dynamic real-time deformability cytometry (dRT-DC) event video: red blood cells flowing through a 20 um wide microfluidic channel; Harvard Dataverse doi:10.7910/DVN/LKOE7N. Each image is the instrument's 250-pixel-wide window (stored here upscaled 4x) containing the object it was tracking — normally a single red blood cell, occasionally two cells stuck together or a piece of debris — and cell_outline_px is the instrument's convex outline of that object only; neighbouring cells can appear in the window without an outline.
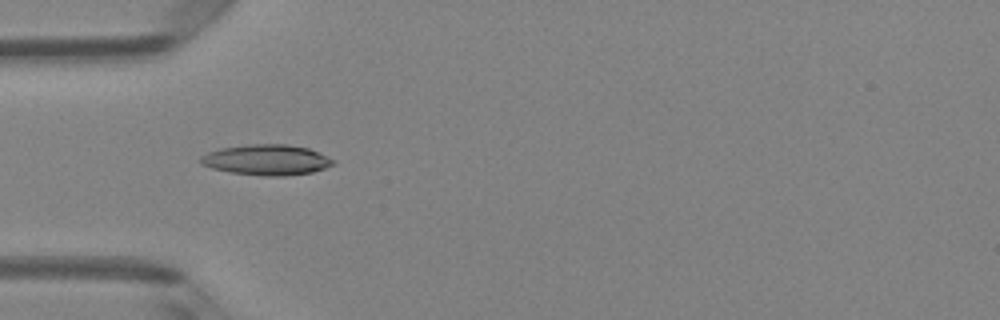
{"species": "Egyptian fruit bat (a non-hibernating species)", "species_latin": "Rousettus aegyptiacus", "temperature_condition": "room temperature", "stored_images_in_passage": 6, "camera_frame_rate_fps": 3000, "um_per_image_px": 0.085, "animal": {"sex": "female"}, "frame": {"image": 1, "passage_image": 4, "time_ms": 1.0, "image_size_px": [1000, 320], "cell_outline_px": [[336, 164], [312, 172], [284, 176], [260, 176], [232, 172], [212, 168], [200, 164], [200, 156], [208, 152], [220, 148], [252, 144], [288, 144], [308, 148], [336, 160]], "centroid_in_image_um": [22.67, 13.59], "position_along_channel_um": 62.3, "area_um2": 23.64}}
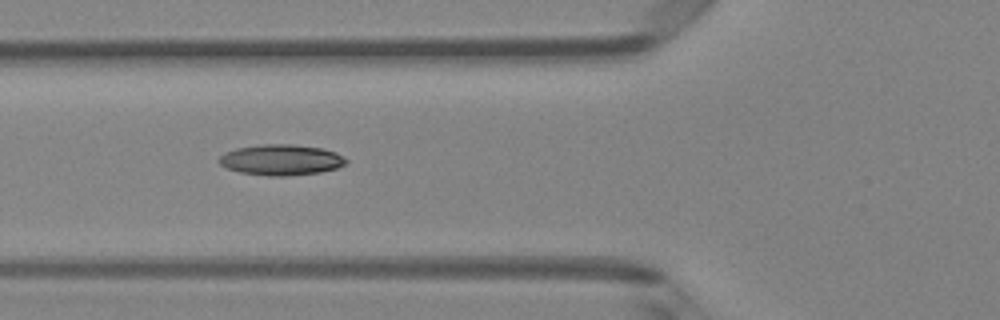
{"frame": {"image": 2, "passage_image": 5, "time_ms": 1.333, "image_size_px": [1000, 320], "cell_outline_px": [[348, 164], [336, 168], [320, 172], [288, 176], [268, 176], [240, 172], [228, 168], [220, 164], [216, 160], [224, 152], [236, 148], [260, 144], [292, 144], [324, 148], [336, 152], [348, 160]], "centroid_in_image_um": [23.9, 13.58], "position_along_channel_um": 101.9, "area_um2": 23.0}}
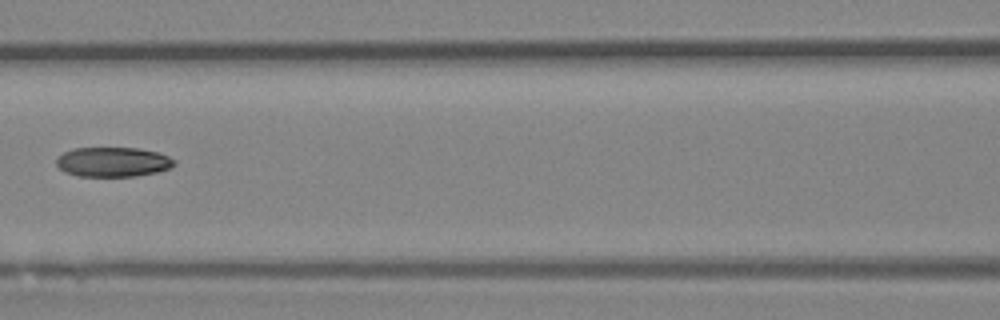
{"frame": {"image": 3, "passage_image": 6, "time_ms": 1.667, "image_size_px": [1000, 320], "cell_outline_px": [[176, 164], [168, 168], [156, 172], [136, 176], [76, 176], [64, 172], [56, 164], [56, 156], [72, 148], [140, 148], [160, 152], [176, 160]], "centroid_in_image_um": [9.58, 13.76], "position_along_channel_um": 157.0, "area_um2": 20.58}}